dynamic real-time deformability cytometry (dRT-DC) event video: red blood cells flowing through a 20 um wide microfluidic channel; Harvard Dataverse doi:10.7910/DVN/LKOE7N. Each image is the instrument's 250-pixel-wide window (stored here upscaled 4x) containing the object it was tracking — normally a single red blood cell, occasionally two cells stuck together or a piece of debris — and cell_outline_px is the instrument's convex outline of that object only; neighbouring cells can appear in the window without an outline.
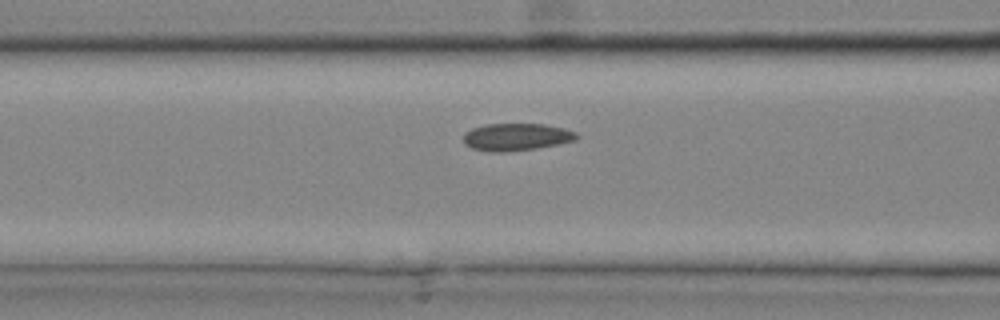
{"species": "common noctule bat (a hibernating species)", "species_latin": "Nyctalus noctula", "temperature_condition": "cold", "stored_images_in_passage": 22, "camera_frame_rate_fps": 3000, "um_per_image_px": 0.085, "animal": {"sex": "male", "body_mass_g": 20.4}, "frame": {"image": 1, "passage_image": 7, "time_ms": 2.0, "image_size_px": [1000, 320], "cell_outline_px": [[580, 136], [576, 140], [536, 148], [504, 152], [492, 152], [472, 148], [464, 144], [464, 132], [472, 128], [484, 124], [544, 124], [564, 128], [576, 132]], "centroid_in_image_um": [43.88, 11.63], "position_along_channel_um": 122.7, "area_um2": 18.03}}